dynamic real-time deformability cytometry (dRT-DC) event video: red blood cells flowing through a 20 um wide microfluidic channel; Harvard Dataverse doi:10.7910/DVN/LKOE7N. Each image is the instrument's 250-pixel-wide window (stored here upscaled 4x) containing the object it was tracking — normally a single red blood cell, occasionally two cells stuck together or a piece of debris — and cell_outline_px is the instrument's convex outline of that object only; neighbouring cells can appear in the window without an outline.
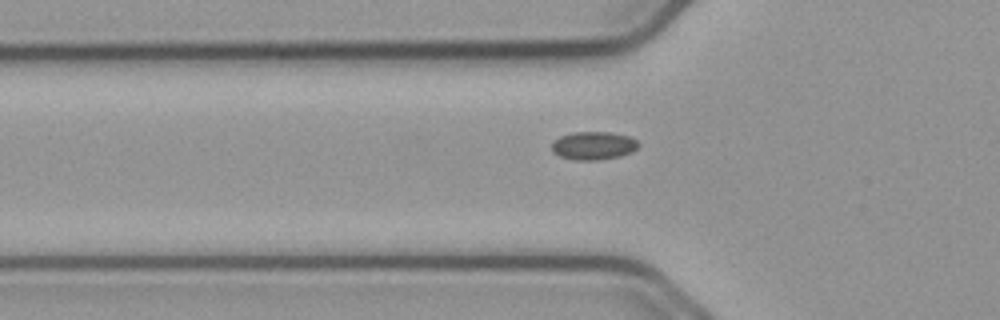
{"species": "common noctule bat (a hibernating species)", "species_latin": "Nyctalus noctula", "temperature_condition": "cold", "stored_images_in_passage": 23, "camera_frame_rate_fps": 3000, "um_per_image_px": 0.085, "animal": {"sex": "male", "body_mass_g": 23.1, "forearm_length_mm": 52.7}, "frame": {"image": 1, "passage_image": 2, "time_ms": 0.333, "image_size_px": [1000, 320], "cell_outline_px": [[640, 144], [632, 152], [620, 156], [596, 160], [572, 160], [560, 156], [552, 152], [552, 144], [560, 136], [572, 132], [612, 132], [632, 136]], "centroid_in_image_um": [50.46, 12.37], "position_along_channel_um": 75.3, "area_um2": 14.33}}
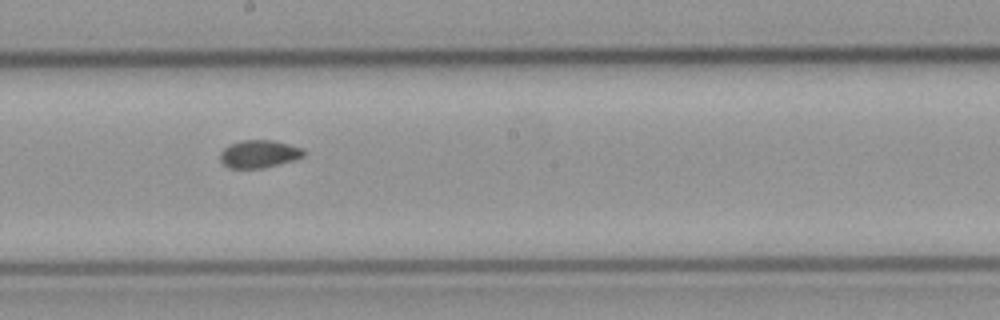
{"frame": {"image": 2, "passage_image": 14, "time_ms": 4.333, "image_size_px": [1000, 320], "cell_outline_px": [[304, 156], [292, 160], [264, 168], [228, 168], [220, 160], [220, 152], [224, 148], [240, 140], [272, 140], [304, 148]], "centroid_in_image_um": [22.01, 13.08], "position_along_channel_um": 226.2, "area_um2": 13.41}}
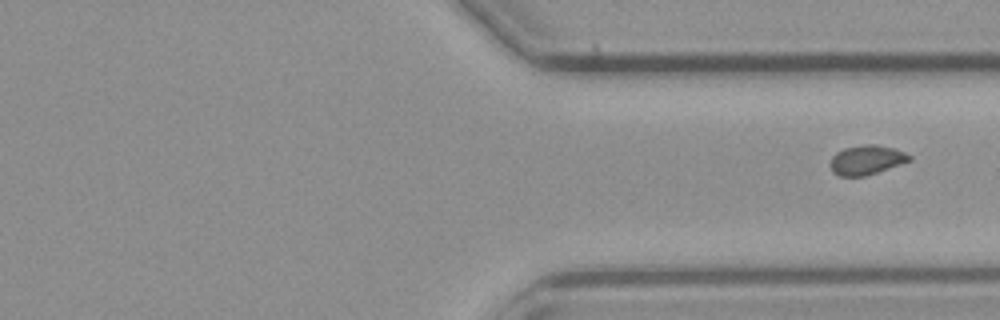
{"frame": {"image": 3, "passage_image": 23, "time_ms": 7.333, "image_size_px": [1000, 320], "cell_outline_px": [[912, 160], [864, 176], [840, 176], [832, 172], [828, 164], [832, 156], [836, 152], [844, 148], [864, 144], [876, 144], [892, 148], [904, 152], [912, 156]], "centroid_in_image_um": [73.61, 13.59], "position_along_channel_um": 337.8, "area_um2": 13.58}}